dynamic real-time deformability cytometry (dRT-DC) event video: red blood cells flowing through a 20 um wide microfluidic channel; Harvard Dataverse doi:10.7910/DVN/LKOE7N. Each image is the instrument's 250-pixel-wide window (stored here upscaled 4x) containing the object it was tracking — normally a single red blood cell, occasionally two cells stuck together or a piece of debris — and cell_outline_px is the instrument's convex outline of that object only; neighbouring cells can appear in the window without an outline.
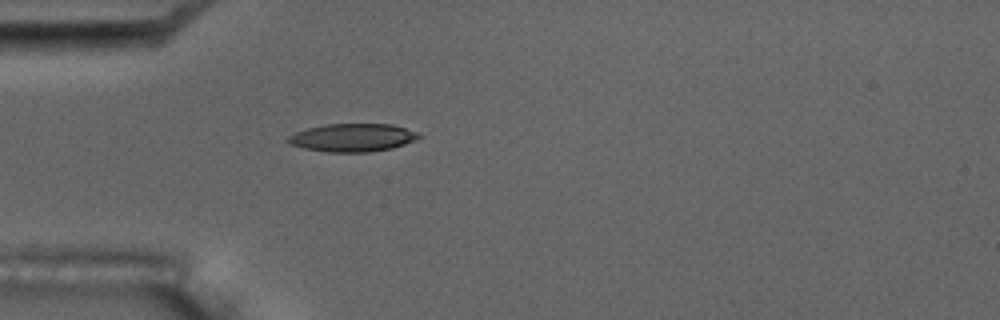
{"species": "common noctule bat (a hibernating species)", "species_latin": "Nyctalus noctula", "temperature_condition": "room temperature", "stored_images_in_passage": 5, "camera_frame_rate_fps": 3000, "um_per_image_px": 0.085, "animal": {"sex": "male", "body_mass_g": 17.5, "forearm_length_mm": 52.3}, "frame": {"image": 1, "passage_image": 5, "time_ms": 5.0, "image_size_px": [1000, 320], "cell_outline_px": [[424, 136], [416, 140], [392, 148], [368, 152], [328, 152], [304, 148], [288, 144], [284, 140], [288, 136], [296, 132], [308, 128], [328, 124], [392, 124], [416, 132]], "centroid_in_image_um": [29.95, 11.7], "position_along_channel_um": 55.0, "area_um2": 21.39}}